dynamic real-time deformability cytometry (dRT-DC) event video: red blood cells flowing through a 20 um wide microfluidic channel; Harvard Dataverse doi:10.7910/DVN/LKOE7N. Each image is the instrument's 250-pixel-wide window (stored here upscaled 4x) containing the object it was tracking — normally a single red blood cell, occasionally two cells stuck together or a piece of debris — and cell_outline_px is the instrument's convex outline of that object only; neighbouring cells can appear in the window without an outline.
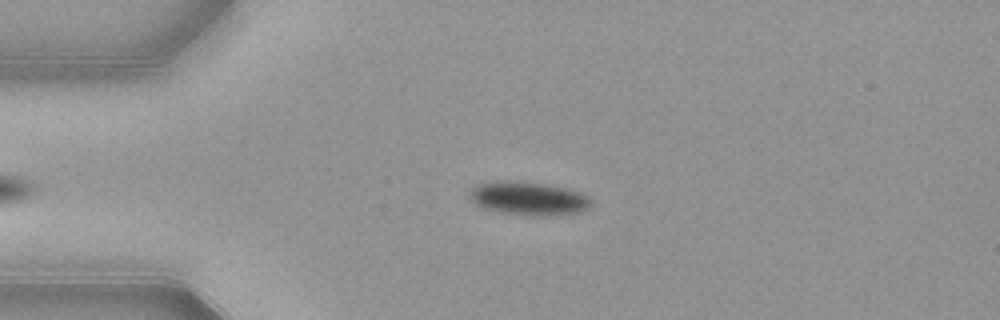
{"species": "common noctule bat (a hibernating species)", "species_latin": "Nyctalus noctula", "temperature_condition": "warm", "stored_images_in_passage": 46, "camera_frame_rate_fps": 3000, "um_per_image_px": 0.085, "animal": {"sex": "female", "body_mass_g": 21.9}, "frame": {"image": 1, "passage_image": 10, "time_ms": 3.0, "image_size_px": [1000, 320], "cell_outline_px": [[592, 204], [584, 212], [500, 212], [484, 208], [476, 204], [468, 196], [468, 192], [476, 184], [500, 180], [544, 184], [564, 188], [580, 192], [588, 196], [592, 200]], "centroid_in_image_um": [44.86, 16.8], "position_along_channel_um": 40.1, "area_um2": 22.37}}
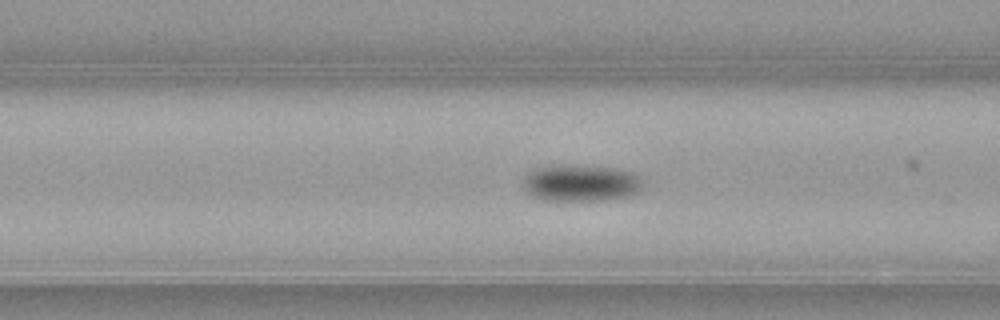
{"frame": {"image": 2, "passage_image": 18, "time_ms": 5.667, "image_size_px": [1000, 320], "cell_outline_px": [[644, 184], [640, 192], [628, 196], [604, 200], [544, 200], [532, 196], [520, 184], [520, 180], [524, 176], [536, 168], [556, 164], [612, 168], [632, 172], [640, 176], [644, 180]], "centroid_in_image_um": [49.37, 15.55], "position_along_channel_um": 117.2, "area_um2": 25.95}}
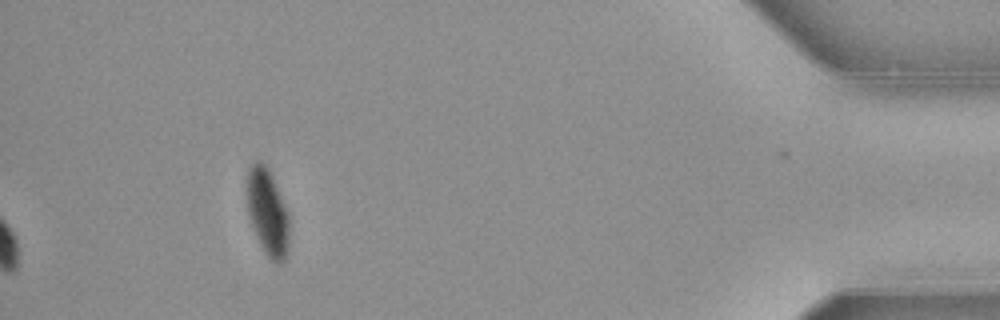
{"frame": {"image": 3, "passage_image": 46, "time_ms": 15.0, "image_size_px": [1000, 320], "cell_outline_px": [[288, 252], [284, 260], [280, 264], [272, 260], [264, 252], [256, 236], [248, 212], [248, 172], [252, 164], [256, 160], [260, 160], [268, 168], [272, 176], [288, 212]], "centroid_in_image_um": [22.76, 18.06], "position_along_channel_um": 412.4, "area_um2": 20.92}, "authors_computed_cell_mechanics": {"area_um2": 23.6402, "velocity_mm_per_s": 3.8794, "shape_relaxation_time_tau1_ms": 2.3341, "shape_relaxation_time_tau2_ms": null, "deformation_change_tau1": 0.1394, "deformation_change_tau2": null}}